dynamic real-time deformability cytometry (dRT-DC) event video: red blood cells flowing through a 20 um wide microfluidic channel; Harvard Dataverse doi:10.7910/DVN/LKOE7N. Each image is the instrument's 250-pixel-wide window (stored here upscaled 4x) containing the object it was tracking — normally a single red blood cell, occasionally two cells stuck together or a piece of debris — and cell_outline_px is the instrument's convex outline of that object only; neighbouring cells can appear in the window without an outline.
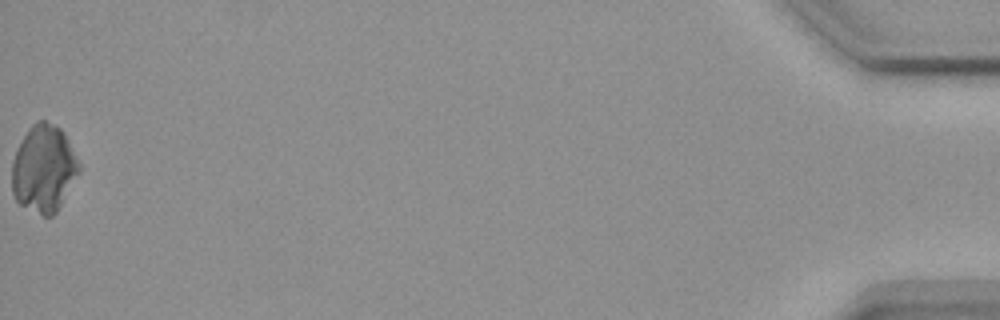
{"species": "common noctule bat (a hibernating species)", "species_latin": "Nyctalus noctula", "temperature_condition": "warm", "stored_images_in_passage": 55, "camera_frame_rate_fps": 3000, "um_per_image_px": 0.085, "animal": {"sex": "female", "body_mass_g": 18.4}, "frame": {"image": 1, "passage_image": 55, "time_ms": 18.0, "image_size_px": [1000, 320], "cell_outline_px": [[80, 172], [56, 212], [52, 216], [44, 216], [20, 204], [16, 200], [12, 192], [12, 160], [16, 148], [28, 128], [36, 120], [44, 120], [60, 128], [64, 132], [80, 164]], "centroid_in_image_um": [3.71, 14.31], "position_along_channel_um": 431.5, "area_um2": 34.16}}